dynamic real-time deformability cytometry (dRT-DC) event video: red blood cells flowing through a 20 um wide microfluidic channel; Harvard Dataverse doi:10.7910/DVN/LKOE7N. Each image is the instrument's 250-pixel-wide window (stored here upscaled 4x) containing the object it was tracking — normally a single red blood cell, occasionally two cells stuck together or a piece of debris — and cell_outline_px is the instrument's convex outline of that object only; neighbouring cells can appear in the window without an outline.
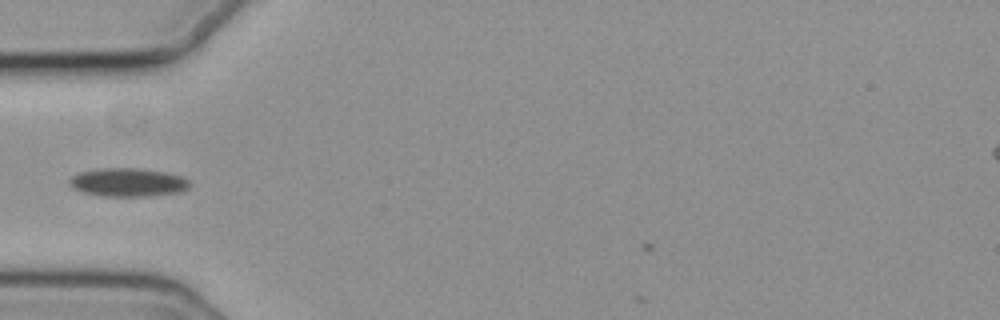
{"species": "common noctule bat (a hibernating species)", "species_latin": "Nyctalus noctula", "temperature_condition": "cold", "stored_images_in_passage": 33, "camera_frame_rate_fps": 3000, "um_per_image_px": 0.085, "animal": {"sex": "female", "body_mass_g": 19.3, "forearm_length_mm": 54.1}, "frame": {"image": 1, "passage_image": 1, "time_ms": 0.0, "image_size_px": [1000, 320], "cell_outline_px": [[192, 184], [188, 188], [180, 192], [148, 196], [104, 196], [80, 192], [72, 188], [68, 184], [68, 180], [72, 176], [80, 172], [100, 168], [136, 168], [168, 172], [184, 176]], "centroid_in_image_um": [10.88, 15.49], "position_along_channel_um": 74.1, "area_um2": 20.23}}
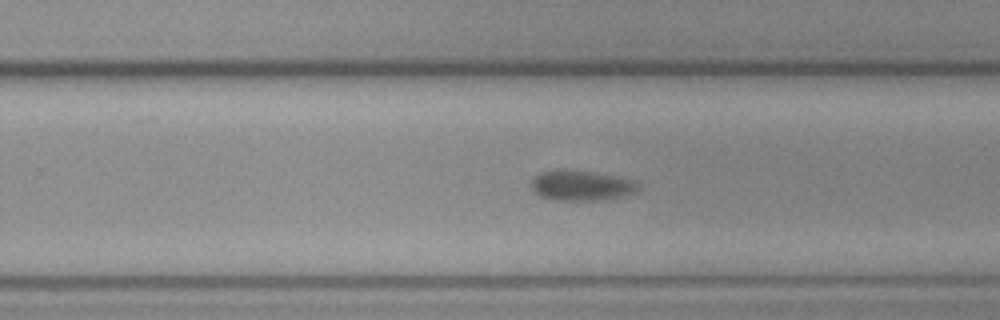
{"frame": {"image": 2, "passage_image": 18, "time_ms": 5.667, "image_size_px": [1000, 320], "cell_outline_px": [[636, 192], [620, 196], [596, 200], [556, 200], [540, 196], [532, 188], [532, 180], [536, 176], [544, 172], [596, 172], [632, 180], [636, 184]], "centroid_in_image_um": [49.41, 15.8], "position_along_channel_um": 280.4, "area_um2": 17.69}}
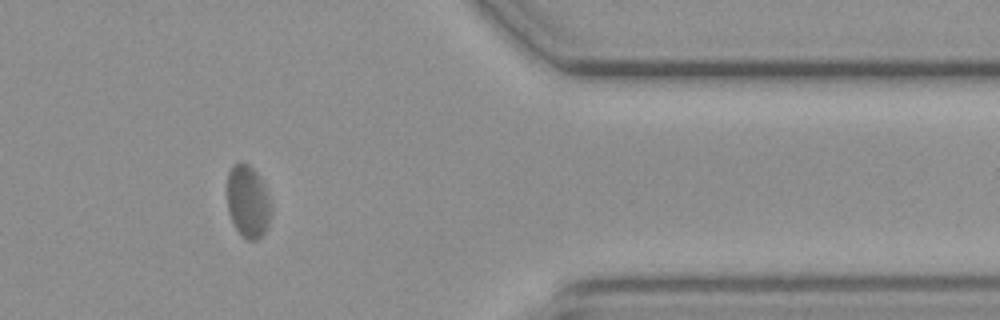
{"frame": {"image": 3, "passage_image": 29, "time_ms": 9.333, "image_size_px": [1000, 320], "cell_outline_px": [[272, 212], [268, 228], [256, 240], [248, 240], [236, 228], [228, 212], [228, 172], [232, 164], [248, 164], [256, 172], [272, 204]], "centroid_in_image_um": [21.09, 17.15], "position_along_channel_um": 390.3, "area_um2": 18.26}}